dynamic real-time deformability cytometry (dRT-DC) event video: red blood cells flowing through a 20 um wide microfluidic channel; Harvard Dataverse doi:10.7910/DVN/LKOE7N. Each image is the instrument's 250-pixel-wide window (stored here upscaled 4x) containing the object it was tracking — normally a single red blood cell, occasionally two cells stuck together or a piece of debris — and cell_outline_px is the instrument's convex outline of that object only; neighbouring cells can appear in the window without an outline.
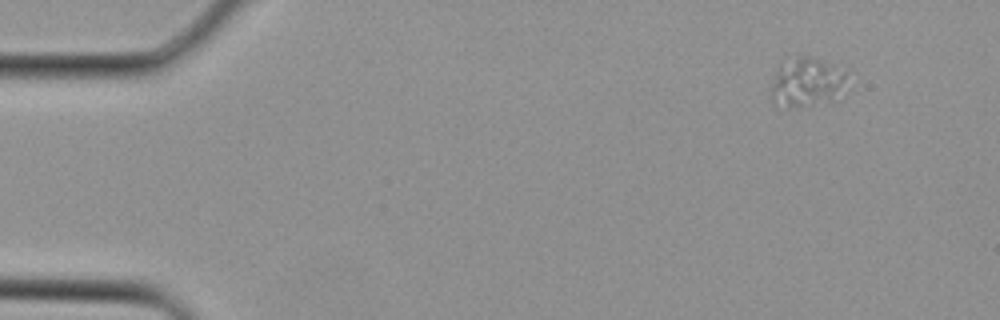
{"species": "Egyptian fruit bat (a non-hibernating species)", "species_latin": "Rousettus aegyptiacus", "temperature_condition": "cold", "stored_images_in_passage": 2, "camera_frame_rate_fps": 3000, "um_per_image_px": 0.085, "animal": {"sex": "female"}, "frame": {"image": 1, "passage_image": 1, "time_ms": 0.0, "image_size_px": [1000, 320], "cell_outline_px": [[848, 72], [836, 104], [788, 108], [776, 108], [772, 100], [768, 88], [780, 64], [796, 56], [808, 56], [832, 64]], "centroid_in_image_um": [68.55, 7.08], "position_along_channel_um": 16.5, "area_um2": 22.83}}
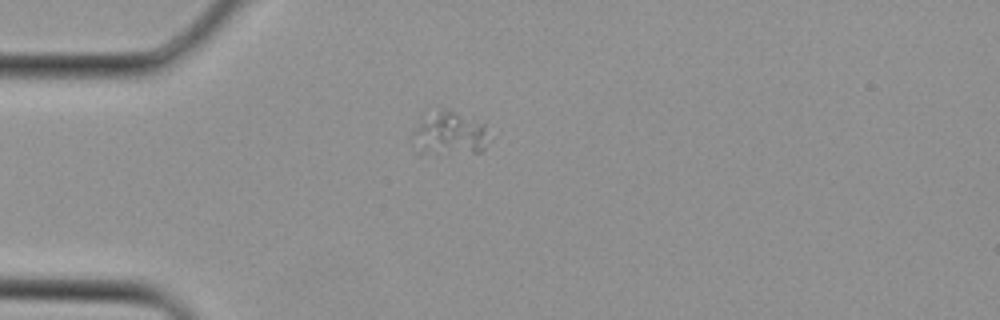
{"frame": {"image": 2, "passage_image": 2, "time_ms": 0.333, "image_size_px": [1000, 320], "cell_outline_px": [[484, 148], [480, 152], [420, 156], [416, 152], [416, 132], [420, 116], [424, 112], [440, 108], [448, 108], [484, 124]], "centroid_in_image_um": [38.1, 11.35], "position_along_channel_um": 46.9, "area_um2": 19.54}}